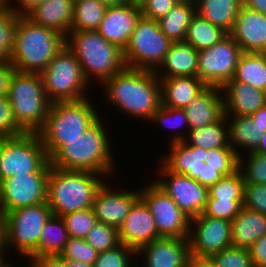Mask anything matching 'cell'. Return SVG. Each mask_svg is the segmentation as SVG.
<instances>
[{"label":"cell","instance_id":"36","mask_svg":"<svg viewBox=\"0 0 266 267\" xmlns=\"http://www.w3.org/2000/svg\"><path fill=\"white\" fill-rule=\"evenodd\" d=\"M105 10L98 0H74L71 31L97 30Z\"/></svg>","mask_w":266,"mask_h":267},{"label":"cell","instance_id":"13","mask_svg":"<svg viewBox=\"0 0 266 267\" xmlns=\"http://www.w3.org/2000/svg\"><path fill=\"white\" fill-rule=\"evenodd\" d=\"M242 50L230 34L198 51L197 78L209 87L223 88L232 80Z\"/></svg>","mask_w":266,"mask_h":267},{"label":"cell","instance_id":"25","mask_svg":"<svg viewBox=\"0 0 266 267\" xmlns=\"http://www.w3.org/2000/svg\"><path fill=\"white\" fill-rule=\"evenodd\" d=\"M162 106L185 108L208 86L193 76H175L159 78Z\"/></svg>","mask_w":266,"mask_h":267},{"label":"cell","instance_id":"53","mask_svg":"<svg viewBox=\"0 0 266 267\" xmlns=\"http://www.w3.org/2000/svg\"><path fill=\"white\" fill-rule=\"evenodd\" d=\"M29 263L30 267H66L60 255L31 257Z\"/></svg>","mask_w":266,"mask_h":267},{"label":"cell","instance_id":"48","mask_svg":"<svg viewBox=\"0 0 266 267\" xmlns=\"http://www.w3.org/2000/svg\"><path fill=\"white\" fill-rule=\"evenodd\" d=\"M243 207L266 215V184L244 183Z\"/></svg>","mask_w":266,"mask_h":267},{"label":"cell","instance_id":"20","mask_svg":"<svg viewBox=\"0 0 266 267\" xmlns=\"http://www.w3.org/2000/svg\"><path fill=\"white\" fill-rule=\"evenodd\" d=\"M141 16L140 6L124 4L118 7H108L96 31L106 41L117 45L124 51Z\"/></svg>","mask_w":266,"mask_h":267},{"label":"cell","instance_id":"21","mask_svg":"<svg viewBox=\"0 0 266 267\" xmlns=\"http://www.w3.org/2000/svg\"><path fill=\"white\" fill-rule=\"evenodd\" d=\"M120 243L136 251L143 245L160 238L149 207L139 198L118 228Z\"/></svg>","mask_w":266,"mask_h":267},{"label":"cell","instance_id":"47","mask_svg":"<svg viewBox=\"0 0 266 267\" xmlns=\"http://www.w3.org/2000/svg\"><path fill=\"white\" fill-rule=\"evenodd\" d=\"M26 133L14 118L11 104L7 97H0V139L16 137Z\"/></svg>","mask_w":266,"mask_h":267},{"label":"cell","instance_id":"61","mask_svg":"<svg viewBox=\"0 0 266 267\" xmlns=\"http://www.w3.org/2000/svg\"><path fill=\"white\" fill-rule=\"evenodd\" d=\"M126 4H130V5H136V6H140L145 2V0H125Z\"/></svg>","mask_w":266,"mask_h":267},{"label":"cell","instance_id":"40","mask_svg":"<svg viewBox=\"0 0 266 267\" xmlns=\"http://www.w3.org/2000/svg\"><path fill=\"white\" fill-rule=\"evenodd\" d=\"M18 28V16L8 7L0 13V63L9 62Z\"/></svg>","mask_w":266,"mask_h":267},{"label":"cell","instance_id":"49","mask_svg":"<svg viewBox=\"0 0 266 267\" xmlns=\"http://www.w3.org/2000/svg\"><path fill=\"white\" fill-rule=\"evenodd\" d=\"M176 3L178 2L175 0H145L141 5L142 16L158 21L164 17Z\"/></svg>","mask_w":266,"mask_h":267},{"label":"cell","instance_id":"15","mask_svg":"<svg viewBox=\"0 0 266 267\" xmlns=\"http://www.w3.org/2000/svg\"><path fill=\"white\" fill-rule=\"evenodd\" d=\"M140 198L149 207L155 226L161 237L188 238L190 218L152 181L141 186Z\"/></svg>","mask_w":266,"mask_h":267},{"label":"cell","instance_id":"46","mask_svg":"<svg viewBox=\"0 0 266 267\" xmlns=\"http://www.w3.org/2000/svg\"><path fill=\"white\" fill-rule=\"evenodd\" d=\"M98 252L82 238L69 237L66 246L60 256L63 259H71L94 264Z\"/></svg>","mask_w":266,"mask_h":267},{"label":"cell","instance_id":"11","mask_svg":"<svg viewBox=\"0 0 266 267\" xmlns=\"http://www.w3.org/2000/svg\"><path fill=\"white\" fill-rule=\"evenodd\" d=\"M50 166L38 133L0 139V182L25 173H49Z\"/></svg>","mask_w":266,"mask_h":267},{"label":"cell","instance_id":"37","mask_svg":"<svg viewBox=\"0 0 266 267\" xmlns=\"http://www.w3.org/2000/svg\"><path fill=\"white\" fill-rule=\"evenodd\" d=\"M150 124H155L157 127H166V128H178L180 132H182L181 128L183 126L186 128V133H173L171 136V141L169 139V143L184 141L186 139V135L189 132V124L187 120V116L184 109L181 108H172L166 106H160L157 111L153 114L151 120L148 122ZM179 126V127H178ZM185 135H184V134Z\"/></svg>","mask_w":266,"mask_h":267},{"label":"cell","instance_id":"39","mask_svg":"<svg viewBox=\"0 0 266 267\" xmlns=\"http://www.w3.org/2000/svg\"><path fill=\"white\" fill-rule=\"evenodd\" d=\"M244 180L238 169L233 174L223 176L215 185L208 189L207 198L243 199Z\"/></svg>","mask_w":266,"mask_h":267},{"label":"cell","instance_id":"43","mask_svg":"<svg viewBox=\"0 0 266 267\" xmlns=\"http://www.w3.org/2000/svg\"><path fill=\"white\" fill-rule=\"evenodd\" d=\"M64 220L69 237L85 239L89 229L98 221L92 208L76 211L61 216Z\"/></svg>","mask_w":266,"mask_h":267},{"label":"cell","instance_id":"33","mask_svg":"<svg viewBox=\"0 0 266 267\" xmlns=\"http://www.w3.org/2000/svg\"><path fill=\"white\" fill-rule=\"evenodd\" d=\"M184 142L206 150L230 147L226 116L223 115L217 122L207 126L189 130Z\"/></svg>","mask_w":266,"mask_h":267},{"label":"cell","instance_id":"19","mask_svg":"<svg viewBox=\"0 0 266 267\" xmlns=\"http://www.w3.org/2000/svg\"><path fill=\"white\" fill-rule=\"evenodd\" d=\"M137 256L144 257L139 267H187L191 258L188 238L160 237L141 246Z\"/></svg>","mask_w":266,"mask_h":267},{"label":"cell","instance_id":"17","mask_svg":"<svg viewBox=\"0 0 266 267\" xmlns=\"http://www.w3.org/2000/svg\"><path fill=\"white\" fill-rule=\"evenodd\" d=\"M231 222L199 215L190 220V254L210 259L216 253L232 246Z\"/></svg>","mask_w":266,"mask_h":267},{"label":"cell","instance_id":"4","mask_svg":"<svg viewBox=\"0 0 266 267\" xmlns=\"http://www.w3.org/2000/svg\"><path fill=\"white\" fill-rule=\"evenodd\" d=\"M66 46L61 33L18 16V28L10 62L17 72L41 73L53 57Z\"/></svg>","mask_w":266,"mask_h":267},{"label":"cell","instance_id":"26","mask_svg":"<svg viewBox=\"0 0 266 267\" xmlns=\"http://www.w3.org/2000/svg\"><path fill=\"white\" fill-rule=\"evenodd\" d=\"M74 0H45L26 17L33 23L53 29L65 37L71 31Z\"/></svg>","mask_w":266,"mask_h":267},{"label":"cell","instance_id":"50","mask_svg":"<svg viewBox=\"0 0 266 267\" xmlns=\"http://www.w3.org/2000/svg\"><path fill=\"white\" fill-rule=\"evenodd\" d=\"M249 252L253 267H266V234L249 248Z\"/></svg>","mask_w":266,"mask_h":267},{"label":"cell","instance_id":"28","mask_svg":"<svg viewBox=\"0 0 266 267\" xmlns=\"http://www.w3.org/2000/svg\"><path fill=\"white\" fill-rule=\"evenodd\" d=\"M266 234V215L242 207L231 221L232 247L249 249Z\"/></svg>","mask_w":266,"mask_h":267},{"label":"cell","instance_id":"57","mask_svg":"<svg viewBox=\"0 0 266 267\" xmlns=\"http://www.w3.org/2000/svg\"><path fill=\"white\" fill-rule=\"evenodd\" d=\"M187 267H215L208 258H196L191 256Z\"/></svg>","mask_w":266,"mask_h":267},{"label":"cell","instance_id":"34","mask_svg":"<svg viewBox=\"0 0 266 267\" xmlns=\"http://www.w3.org/2000/svg\"><path fill=\"white\" fill-rule=\"evenodd\" d=\"M68 239L69 234L63 218L52 215L41 231L37 246V257L60 255Z\"/></svg>","mask_w":266,"mask_h":267},{"label":"cell","instance_id":"22","mask_svg":"<svg viewBox=\"0 0 266 267\" xmlns=\"http://www.w3.org/2000/svg\"><path fill=\"white\" fill-rule=\"evenodd\" d=\"M230 35L243 53H266V15L241 6Z\"/></svg>","mask_w":266,"mask_h":267},{"label":"cell","instance_id":"38","mask_svg":"<svg viewBox=\"0 0 266 267\" xmlns=\"http://www.w3.org/2000/svg\"><path fill=\"white\" fill-rule=\"evenodd\" d=\"M239 156L238 169L249 184H266V154L248 152Z\"/></svg>","mask_w":266,"mask_h":267},{"label":"cell","instance_id":"9","mask_svg":"<svg viewBox=\"0 0 266 267\" xmlns=\"http://www.w3.org/2000/svg\"><path fill=\"white\" fill-rule=\"evenodd\" d=\"M40 75L51 103L76 101L88 96L91 85L85 80L80 63L67 46L53 57Z\"/></svg>","mask_w":266,"mask_h":267},{"label":"cell","instance_id":"44","mask_svg":"<svg viewBox=\"0 0 266 267\" xmlns=\"http://www.w3.org/2000/svg\"><path fill=\"white\" fill-rule=\"evenodd\" d=\"M242 207L243 199L207 198L202 214L231 222Z\"/></svg>","mask_w":266,"mask_h":267},{"label":"cell","instance_id":"32","mask_svg":"<svg viewBox=\"0 0 266 267\" xmlns=\"http://www.w3.org/2000/svg\"><path fill=\"white\" fill-rule=\"evenodd\" d=\"M232 80L266 92V53H242Z\"/></svg>","mask_w":266,"mask_h":267},{"label":"cell","instance_id":"65","mask_svg":"<svg viewBox=\"0 0 266 267\" xmlns=\"http://www.w3.org/2000/svg\"><path fill=\"white\" fill-rule=\"evenodd\" d=\"M177 2H195V0H175Z\"/></svg>","mask_w":266,"mask_h":267},{"label":"cell","instance_id":"62","mask_svg":"<svg viewBox=\"0 0 266 267\" xmlns=\"http://www.w3.org/2000/svg\"><path fill=\"white\" fill-rule=\"evenodd\" d=\"M5 254L8 253H0V267H3L7 263L5 259H8V255L6 256Z\"/></svg>","mask_w":266,"mask_h":267},{"label":"cell","instance_id":"63","mask_svg":"<svg viewBox=\"0 0 266 267\" xmlns=\"http://www.w3.org/2000/svg\"><path fill=\"white\" fill-rule=\"evenodd\" d=\"M7 6L0 0V13L3 12Z\"/></svg>","mask_w":266,"mask_h":267},{"label":"cell","instance_id":"8","mask_svg":"<svg viewBox=\"0 0 266 267\" xmlns=\"http://www.w3.org/2000/svg\"><path fill=\"white\" fill-rule=\"evenodd\" d=\"M7 98L14 118L26 133H37L43 127L52 103L45 93L40 73L16 71Z\"/></svg>","mask_w":266,"mask_h":267},{"label":"cell","instance_id":"64","mask_svg":"<svg viewBox=\"0 0 266 267\" xmlns=\"http://www.w3.org/2000/svg\"><path fill=\"white\" fill-rule=\"evenodd\" d=\"M28 266L30 267V265ZM3 267H16V265L14 266V264L12 265L11 262L7 261V263Z\"/></svg>","mask_w":266,"mask_h":267},{"label":"cell","instance_id":"16","mask_svg":"<svg viewBox=\"0 0 266 267\" xmlns=\"http://www.w3.org/2000/svg\"><path fill=\"white\" fill-rule=\"evenodd\" d=\"M48 173H25L0 182V211L5 214L21 207L47 202Z\"/></svg>","mask_w":266,"mask_h":267},{"label":"cell","instance_id":"30","mask_svg":"<svg viewBox=\"0 0 266 267\" xmlns=\"http://www.w3.org/2000/svg\"><path fill=\"white\" fill-rule=\"evenodd\" d=\"M196 13L227 34L232 31L241 0H195Z\"/></svg>","mask_w":266,"mask_h":267},{"label":"cell","instance_id":"58","mask_svg":"<svg viewBox=\"0 0 266 267\" xmlns=\"http://www.w3.org/2000/svg\"><path fill=\"white\" fill-rule=\"evenodd\" d=\"M66 267H94V264L85 263L82 261H75L71 259H63Z\"/></svg>","mask_w":266,"mask_h":267},{"label":"cell","instance_id":"52","mask_svg":"<svg viewBox=\"0 0 266 267\" xmlns=\"http://www.w3.org/2000/svg\"><path fill=\"white\" fill-rule=\"evenodd\" d=\"M10 0L8 8L17 16H26L31 12L35 7L43 3L45 0ZM12 2V3H11ZM19 5V6H17Z\"/></svg>","mask_w":266,"mask_h":267},{"label":"cell","instance_id":"41","mask_svg":"<svg viewBox=\"0 0 266 267\" xmlns=\"http://www.w3.org/2000/svg\"><path fill=\"white\" fill-rule=\"evenodd\" d=\"M84 240L98 253L115 248L120 244L118 229L100 222L89 229Z\"/></svg>","mask_w":266,"mask_h":267},{"label":"cell","instance_id":"7","mask_svg":"<svg viewBox=\"0 0 266 267\" xmlns=\"http://www.w3.org/2000/svg\"><path fill=\"white\" fill-rule=\"evenodd\" d=\"M89 98L52 103L37 132L49 159L69 140L78 138L100 115Z\"/></svg>","mask_w":266,"mask_h":267},{"label":"cell","instance_id":"54","mask_svg":"<svg viewBox=\"0 0 266 267\" xmlns=\"http://www.w3.org/2000/svg\"><path fill=\"white\" fill-rule=\"evenodd\" d=\"M244 7L266 15V0H241Z\"/></svg>","mask_w":266,"mask_h":267},{"label":"cell","instance_id":"3","mask_svg":"<svg viewBox=\"0 0 266 267\" xmlns=\"http://www.w3.org/2000/svg\"><path fill=\"white\" fill-rule=\"evenodd\" d=\"M101 118L102 116H99L81 136L67 141L50 158V165L63 170L85 171L107 178L113 177L117 166L113 160L114 148L111 149V140Z\"/></svg>","mask_w":266,"mask_h":267},{"label":"cell","instance_id":"27","mask_svg":"<svg viewBox=\"0 0 266 267\" xmlns=\"http://www.w3.org/2000/svg\"><path fill=\"white\" fill-rule=\"evenodd\" d=\"M198 50L186 41L174 42L160 67L155 71L158 78L175 76L197 77Z\"/></svg>","mask_w":266,"mask_h":267},{"label":"cell","instance_id":"31","mask_svg":"<svg viewBox=\"0 0 266 267\" xmlns=\"http://www.w3.org/2000/svg\"><path fill=\"white\" fill-rule=\"evenodd\" d=\"M196 14L195 2H178L157 22L162 33L172 42L185 41L188 26Z\"/></svg>","mask_w":266,"mask_h":267},{"label":"cell","instance_id":"59","mask_svg":"<svg viewBox=\"0 0 266 267\" xmlns=\"http://www.w3.org/2000/svg\"><path fill=\"white\" fill-rule=\"evenodd\" d=\"M98 1H100L106 8L118 7L126 4L125 0H98Z\"/></svg>","mask_w":266,"mask_h":267},{"label":"cell","instance_id":"5","mask_svg":"<svg viewBox=\"0 0 266 267\" xmlns=\"http://www.w3.org/2000/svg\"><path fill=\"white\" fill-rule=\"evenodd\" d=\"M104 175L85 171L63 170L50 166L47 180V204L53 215L63 216L92 208ZM104 179V180H103Z\"/></svg>","mask_w":266,"mask_h":267},{"label":"cell","instance_id":"42","mask_svg":"<svg viewBox=\"0 0 266 267\" xmlns=\"http://www.w3.org/2000/svg\"><path fill=\"white\" fill-rule=\"evenodd\" d=\"M134 258L138 259L136 250L120 243L115 248L98 253L94 267H134Z\"/></svg>","mask_w":266,"mask_h":267},{"label":"cell","instance_id":"12","mask_svg":"<svg viewBox=\"0 0 266 267\" xmlns=\"http://www.w3.org/2000/svg\"><path fill=\"white\" fill-rule=\"evenodd\" d=\"M171 44L156 20L141 16L123 51L125 65L132 69L155 72L162 64Z\"/></svg>","mask_w":266,"mask_h":267},{"label":"cell","instance_id":"24","mask_svg":"<svg viewBox=\"0 0 266 267\" xmlns=\"http://www.w3.org/2000/svg\"><path fill=\"white\" fill-rule=\"evenodd\" d=\"M189 130H195L217 122L224 115L222 88L207 87L185 108Z\"/></svg>","mask_w":266,"mask_h":267},{"label":"cell","instance_id":"2","mask_svg":"<svg viewBox=\"0 0 266 267\" xmlns=\"http://www.w3.org/2000/svg\"><path fill=\"white\" fill-rule=\"evenodd\" d=\"M170 150L161 162L169 171L186 175L208 189L223 176L233 174L239 167V156L231 147L203 149L184 141L168 143Z\"/></svg>","mask_w":266,"mask_h":267},{"label":"cell","instance_id":"10","mask_svg":"<svg viewBox=\"0 0 266 267\" xmlns=\"http://www.w3.org/2000/svg\"><path fill=\"white\" fill-rule=\"evenodd\" d=\"M53 215L46 203L21 207L5 213L6 250L22 258L37 257V246L45 223ZM24 256V257H23Z\"/></svg>","mask_w":266,"mask_h":267},{"label":"cell","instance_id":"66","mask_svg":"<svg viewBox=\"0 0 266 267\" xmlns=\"http://www.w3.org/2000/svg\"><path fill=\"white\" fill-rule=\"evenodd\" d=\"M7 7L9 6L10 0H1Z\"/></svg>","mask_w":266,"mask_h":267},{"label":"cell","instance_id":"55","mask_svg":"<svg viewBox=\"0 0 266 267\" xmlns=\"http://www.w3.org/2000/svg\"><path fill=\"white\" fill-rule=\"evenodd\" d=\"M263 130H266V104L250 116Z\"/></svg>","mask_w":266,"mask_h":267},{"label":"cell","instance_id":"18","mask_svg":"<svg viewBox=\"0 0 266 267\" xmlns=\"http://www.w3.org/2000/svg\"><path fill=\"white\" fill-rule=\"evenodd\" d=\"M113 188L105 181L98 189L92 209L98 222L119 228L134 203L140 198V188L122 190ZM124 189V190H123ZM118 190V191H117Z\"/></svg>","mask_w":266,"mask_h":267},{"label":"cell","instance_id":"45","mask_svg":"<svg viewBox=\"0 0 266 267\" xmlns=\"http://www.w3.org/2000/svg\"><path fill=\"white\" fill-rule=\"evenodd\" d=\"M215 267H253L249 249L229 247L213 255Z\"/></svg>","mask_w":266,"mask_h":267},{"label":"cell","instance_id":"6","mask_svg":"<svg viewBox=\"0 0 266 267\" xmlns=\"http://www.w3.org/2000/svg\"><path fill=\"white\" fill-rule=\"evenodd\" d=\"M66 46L77 58L83 76L90 85L95 79L102 85L126 67L123 50L106 41L96 30L70 31Z\"/></svg>","mask_w":266,"mask_h":267},{"label":"cell","instance_id":"35","mask_svg":"<svg viewBox=\"0 0 266 267\" xmlns=\"http://www.w3.org/2000/svg\"><path fill=\"white\" fill-rule=\"evenodd\" d=\"M226 35L224 30L212 25L196 13L188 26L185 41L196 50L201 51L212 47Z\"/></svg>","mask_w":266,"mask_h":267},{"label":"cell","instance_id":"56","mask_svg":"<svg viewBox=\"0 0 266 267\" xmlns=\"http://www.w3.org/2000/svg\"><path fill=\"white\" fill-rule=\"evenodd\" d=\"M0 253H7L5 235V216L0 211Z\"/></svg>","mask_w":266,"mask_h":267},{"label":"cell","instance_id":"60","mask_svg":"<svg viewBox=\"0 0 266 267\" xmlns=\"http://www.w3.org/2000/svg\"><path fill=\"white\" fill-rule=\"evenodd\" d=\"M253 152L266 154V133H264V136L262 137L258 147Z\"/></svg>","mask_w":266,"mask_h":267},{"label":"cell","instance_id":"14","mask_svg":"<svg viewBox=\"0 0 266 267\" xmlns=\"http://www.w3.org/2000/svg\"><path fill=\"white\" fill-rule=\"evenodd\" d=\"M159 164L157 177L152 182L190 219L201 215L207 202L208 188L186 175L169 171L161 162Z\"/></svg>","mask_w":266,"mask_h":267},{"label":"cell","instance_id":"29","mask_svg":"<svg viewBox=\"0 0 266 267\" xmlns=\"http://www.w3.org/2000/svg\"><path fill=\"white\" fill-rule=\"evenodd\" d=\"M226 120L229 146L238 156L243 154V148L247 151L245 153L253 152L266 133L250 116H226Z\"/></svg>","mask_w":266,"mask_h":267},{"label":"cell","instance_id":"23","mask_svg":"<svg viewBox=\"0 0 266 267\" xmlns=\"http://www.w3.org/2000/svg\"><path fill=\"white\" fill-rule=\"evenodd\" d=\"M222 92L225 116H251L266 104V92L244 82L230 80Z\"/></svg>","mask_w":266,"mask_h":267},{"label":"cell","instance_id":"51","mask_svg":"<svg viewBox=\"0 0 266 267\" xmlns=\"http://www.w3.org/2000/svg\"><path fill=\"white\" fill-rule=\"evenodd\" d=\"M16 69L9 62L0 63V97H7L10 81Z\"/></svg>","mask_w":266,"mask_h":267},{"label":"cell","instance_id":"1","mask_svg":"<svg viewBox=\"0 0 266 267\" xmlns=\"http://www.w3.org/2000/svg\"><path fill=\"white\" fill-rule=\"evenodd\" d=\"M107 103L128 117L150 121L162 105L159 78L154 71L125 67L102 84Z\"/></svg>","mask_w":266,"mask_h":267}]
</instances>
